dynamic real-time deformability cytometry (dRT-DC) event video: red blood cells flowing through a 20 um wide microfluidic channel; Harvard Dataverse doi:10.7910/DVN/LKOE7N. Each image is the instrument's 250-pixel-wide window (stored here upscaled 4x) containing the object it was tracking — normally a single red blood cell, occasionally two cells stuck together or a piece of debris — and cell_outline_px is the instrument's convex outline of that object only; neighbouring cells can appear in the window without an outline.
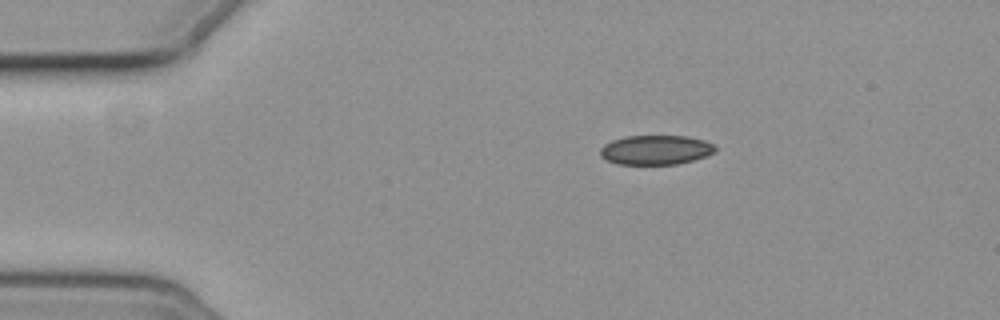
{"species": "common noctule bat (a hibernating species)", "species_latin": "Nyctalus noctula", "temperature_condition": "cold", "stored_images_in_passage": 2, "camera_frame_rate_fps": 3000, "um_per_image_px": 0.085, "animal": {"sex": "female", "body_mass_g": 19.3, "forearm_length_mm": 54.1}, "frame": {"image": 1, "passage_image": 1, "time_ms": 0.0, "image_size_px": [1000, 320], "cell_outline_px": [[716, 152], [680, 164], [616, 164], [600, 156], [600, 148], [604, 144], [612, 140], [624, 136], [688, 136], [704, 140], [716, 144]], "centroid_in_image_um": [55.75, 12.73], "position_along_channel_um": 29.3, "area_um2": 19.88}}